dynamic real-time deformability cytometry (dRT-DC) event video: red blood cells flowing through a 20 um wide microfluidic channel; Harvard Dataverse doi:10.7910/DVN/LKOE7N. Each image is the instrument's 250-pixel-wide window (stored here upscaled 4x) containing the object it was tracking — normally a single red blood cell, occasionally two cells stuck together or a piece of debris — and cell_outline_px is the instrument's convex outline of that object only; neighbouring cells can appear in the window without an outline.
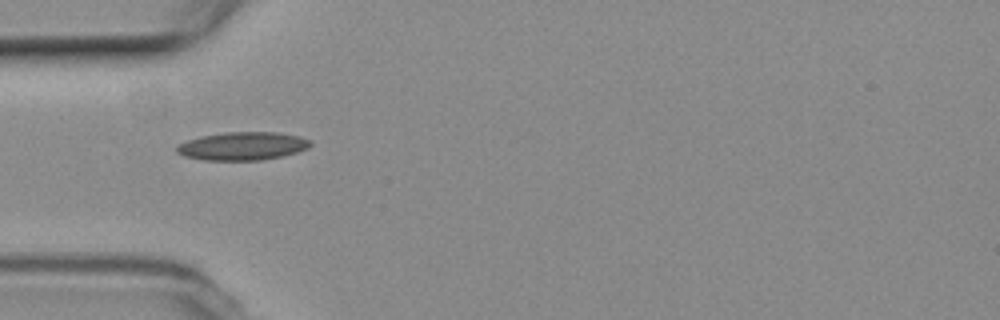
{"species": "common noctule bat (a hibernating species)", "species_latin": "Nyctalus noctula", "temperature_condition": "room temperature", "stored_images_in_passage": 5, "camera_frame_rate_fps": 3000, "um_per_image_px": 0.085, "animal": {"sex": "female", "body_mass_g": 19.3, "forearm_length_mm": 54.1}, "frame": {"image": 1, "passage_image": 4, "time_ms": 4.333, "image_size_px": [1000, 320], "cell_outline_px": [[312, 144], [308, 148], [284, 156], [260, 160], [204, 160], [184, 156], [176, 152], [176, 148], [180, 144], [188, 140], [200, 136], [228, 132], [276, 132], [300, 136], [312, 140]], "centroid_in_image_um": [20.65, 12.41], "position_along_channel_um": 64.3, "area_um2": 21.96}}
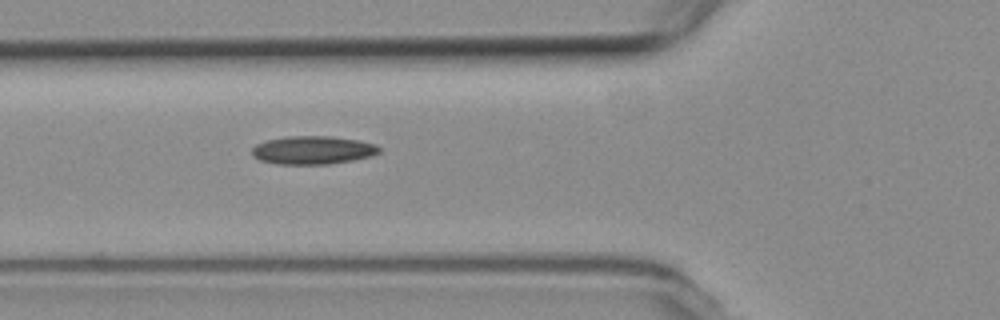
{"frame": {"image": 2, "passage_image": 5, "time_ms": 5.333, "image_size_px": [1000, 320], "cell_outline_px": [[380, 152], [372, 156], [352, 160], [328, 164], [276, 164], [260, 160], [252, 156], [252, 148], [256, 144], [268, 140], [288, 136], [332, 136], [360, 140], [376, 144], [380, 148]], "centroid_in_image_um": [26.61, 12.76], "position_along_channel_um": 99.2, "area_um2": 21.04}}